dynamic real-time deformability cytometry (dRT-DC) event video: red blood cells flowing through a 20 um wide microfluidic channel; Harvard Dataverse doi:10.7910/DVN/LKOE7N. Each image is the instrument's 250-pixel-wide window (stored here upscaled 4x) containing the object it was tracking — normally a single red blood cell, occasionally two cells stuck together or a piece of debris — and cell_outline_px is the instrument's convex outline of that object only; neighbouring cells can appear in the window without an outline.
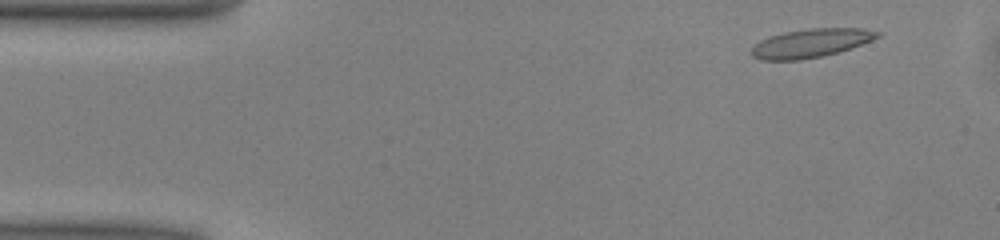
{"species": "common noctule bat (a hibernating species)", "species_latin": "Nyctalus noctula", "temperature_condition": "warm", "stored_images_in_passage": 39, "camera_frame_rate_fps": 3000, "um_per_image_px": 0.085, "animal": {"sex": "male", "body_mass_g": 13.0, "forearm_length_mm": 53.1}, "frame": {"image": 1, "passage_image": 4, "time_ms": 1.0, "image_size_px": [1000, 240], "cell_outline_px": [[884, 32], [880, 36], [872, 40], [836, 52], [820, 56], [800, 60], [760, 60], [752, 56], [748, 52], [760, 40], [784, 32], [808, 28], [864, 28]], "centroid_in_image_um": [68.91, 3.65], "position_along_channel_um": 16.1, "area_um2": 20.92}}
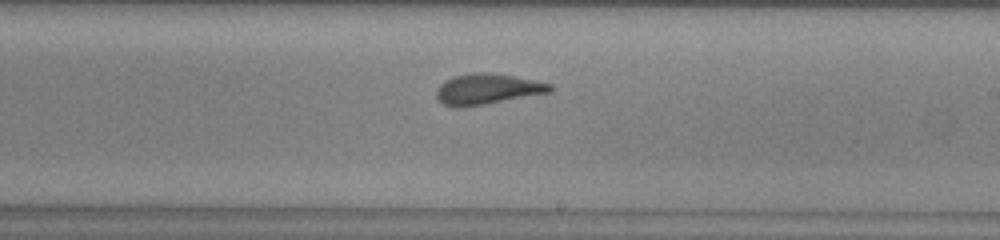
{"frame": {"image": 2, "passage_image": 28, "time_ms": 9.0, "image_size_px": [1000, 240], "cell_outline_px": [[556, 88], [552, 92], [464, 108], [452, 108], [444, 104], [436, 96], [436, 88], [444, 80], [452, 76], [468, 72], [488, 72], [512, 76], [552, 84]], "centroid_in_image_um": [41.39, 7.57], "position_along_channel_um": 247.6, "area_um2": 20.69}}
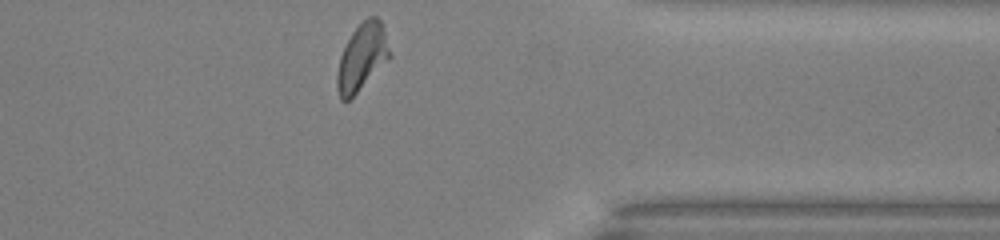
{"frame": {"image": 3, "passage_image": 39, "time_ms": 12.667, "image_size_px": [1000, 240], "cell_outline_px": [[392, 56], [348, 100], [340, 100], [336, 88], [336, 76], [340, 56], [352, 32], [368, 16], [376, 16], [380, 20]], "centroid_in_image_um": [30.75, 4.86], "position_along_channel_um": 380.7, "area_um2": 20.06}, "authors_computed_cell_mechanics": {"area_um2": 20.4612, "velocity_mm_per_s": 4.043, "shape_relaxation_time_tau1_ms": 6.4308, "shape_relaxation_time_tau2_ms": 1.0129, "deformation_change_tau1": 0.2008, "deformation_change_tau2": 0.0839}}